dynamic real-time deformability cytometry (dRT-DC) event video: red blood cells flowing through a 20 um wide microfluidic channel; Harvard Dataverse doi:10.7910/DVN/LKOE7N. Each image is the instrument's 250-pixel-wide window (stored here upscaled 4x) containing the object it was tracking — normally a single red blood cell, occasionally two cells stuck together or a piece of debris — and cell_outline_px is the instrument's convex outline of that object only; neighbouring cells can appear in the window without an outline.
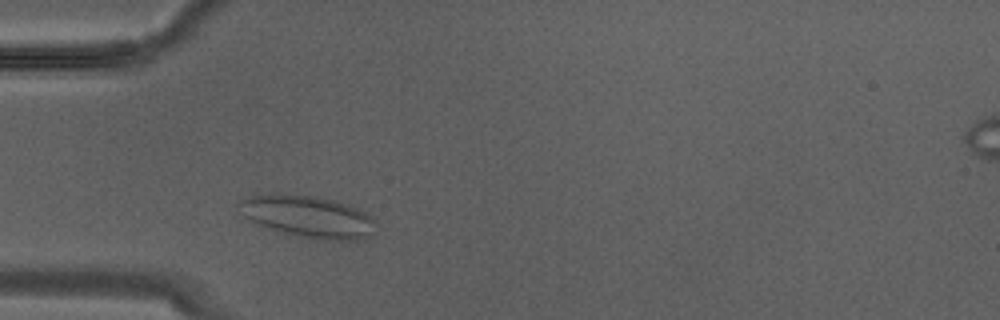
{"species": "Egyptian fruit bat (a non-hibernating species)", "species_latin": "Rousettus aegyptiacus", "temperature_condition": "warm", "stored_images_in_passage": 5, "camera_frame_rate_fps": 3000, "um_per_image_px": 0.085, "animal": {"sex": "male"}, "frame": {"image": 1, "passage_image": 3, "time_ms": 0.667, "image_size_px": [1000, 320], "cell_outline_px": [[376, 232], [368, 240], [312, 240], [292, 236], [264, 228], [252, 224], [240, 212], [236, 204], [240, 200], [256, 192], [268, 192], [316, 196], [336, 200], [348, 204], [364, 212], [376, 220]], "centroid_in_image_um": [26.12, 18.42], "position_along_channel_um": 58.9, "area_um2": 35.26}}